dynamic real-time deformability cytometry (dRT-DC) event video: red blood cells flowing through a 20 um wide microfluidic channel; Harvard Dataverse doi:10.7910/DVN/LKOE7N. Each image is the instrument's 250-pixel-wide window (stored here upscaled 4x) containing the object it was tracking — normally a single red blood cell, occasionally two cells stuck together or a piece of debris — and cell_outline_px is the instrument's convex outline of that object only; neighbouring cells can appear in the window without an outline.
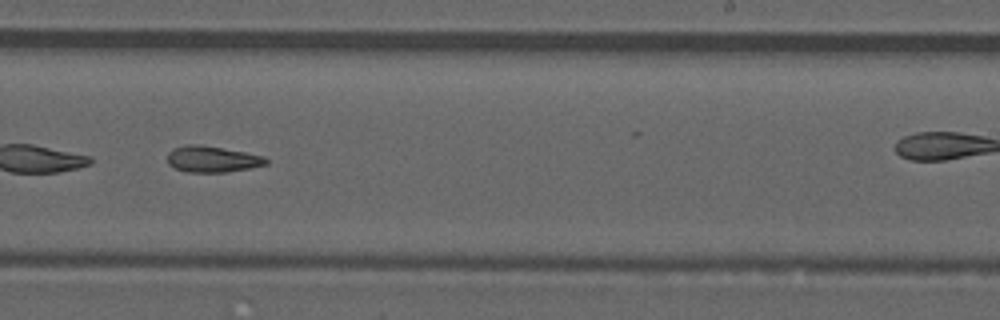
{"species": "common noctule bat (a hibernating species)", "species_latin": "Nyctalus noctula", "temperature_condition": "room temperature", "stored_images_in_passage": 39, "camera_frame_rate_fps": 3000, "um_per_image_px": 0.085, "animal": {"sex": "male", "forearm_length_mm": 52.5}, "frame": {"image": 1, "passage_image": 23, "time_ms": 7.333, "image_size_px": [1000, 320], "cell_outline_px": [[268, 164], [248, 168], [224, 172], [188, 172], [176, 168], [168, 164], [168, 152], [172, 148], [188, 144], [200, 144], [244, 152], [264, 156], [268, 160]], "centroid_in_image_um": [18.02, 13.52], "position_along_channel_um": 271.0, "area_um2": 14.97}}